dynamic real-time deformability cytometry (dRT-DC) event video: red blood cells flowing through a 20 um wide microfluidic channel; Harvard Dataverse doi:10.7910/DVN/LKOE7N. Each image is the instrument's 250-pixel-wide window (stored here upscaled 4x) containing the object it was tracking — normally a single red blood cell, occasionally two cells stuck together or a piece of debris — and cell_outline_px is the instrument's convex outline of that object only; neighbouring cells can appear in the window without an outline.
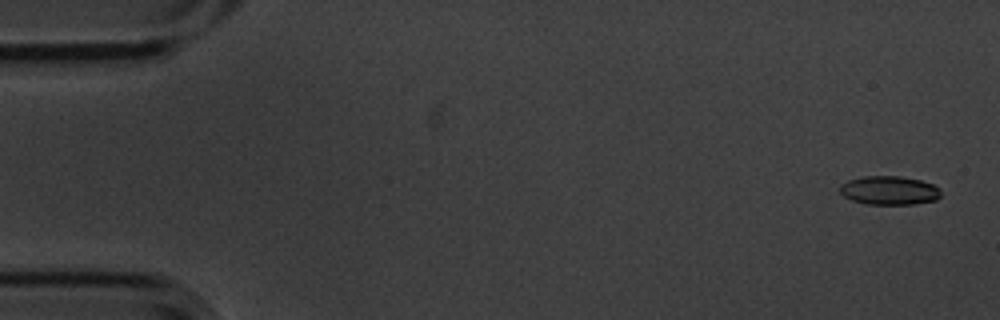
{"species": "common noctule bat (a hibernating species)", "species_latin": "Nyctalus noctula", "temperature_condition": "cold", "stored_images_in_passage": 4, "segment_of_instrument_passage": [2, 2], "camera_frame_rate_fps": 3000, "um_per_image_px": 0.085, "animal": {"sex": "male", "body_mass_g": 20.1, "forearm_length_mm": 53.5}, "frame": {"image": 1, "passage_image": 4, "time_ms": 1.0, "image_size_px": [1000, 320], "cell_outline_px": [[940, 196], [936, 200], [912, 204], [868, 204], [852, 200], [844, 196], [840, 192], [840, 184], [848, 180], [864, 176], [900, 176], [920, 180], [932, 184], [940, 188]], "centroid_in_image_um": [75.58, 16.18], "position_along_channel_um": 9.4, "area_um2": 16.88}}